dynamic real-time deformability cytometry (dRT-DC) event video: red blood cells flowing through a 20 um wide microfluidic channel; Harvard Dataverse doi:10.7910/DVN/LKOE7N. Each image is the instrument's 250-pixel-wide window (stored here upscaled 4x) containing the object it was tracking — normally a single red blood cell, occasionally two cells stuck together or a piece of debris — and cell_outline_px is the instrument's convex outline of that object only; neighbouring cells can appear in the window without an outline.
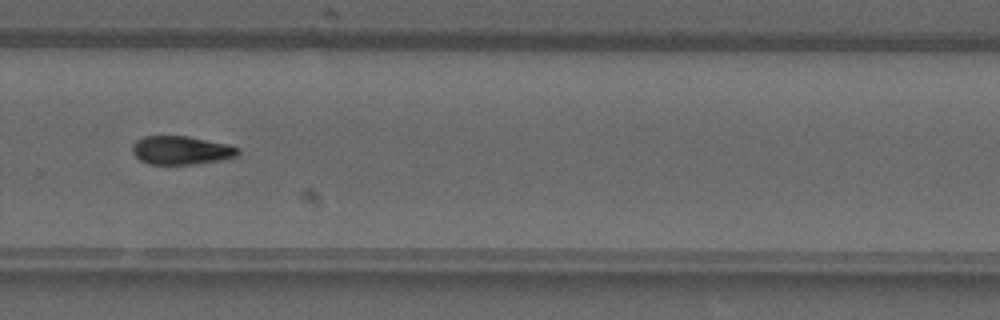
{"species": "common noctule bat (a hibernating species)", "species_latin": "Nyctalus noctula", "temperature_condition": "warm", "stored_images_in_passage": 25, "camera_frame_rate_fps": 3000, "um_per_image_px": 0.085, "animal": {"sex": "male", "forearm_length_mm": 52.5}, "frame": {"image": 1, "passage_image": 15, "time_ms": 4.667, "image_size_px": [1000, 320], "cell_outline_px": [[240, 152], [236, 156], [220, 160], [196, 164], [148, 164], [140, 160], [132, 152], [132, 144], [136, 140], [144, 136], [188, 136], [228, 144], [240, 148]], "centroid_in_image_um": [15.4, 12.77], "position_along_channel_um": 314.4, "area_um2": 17.63}}